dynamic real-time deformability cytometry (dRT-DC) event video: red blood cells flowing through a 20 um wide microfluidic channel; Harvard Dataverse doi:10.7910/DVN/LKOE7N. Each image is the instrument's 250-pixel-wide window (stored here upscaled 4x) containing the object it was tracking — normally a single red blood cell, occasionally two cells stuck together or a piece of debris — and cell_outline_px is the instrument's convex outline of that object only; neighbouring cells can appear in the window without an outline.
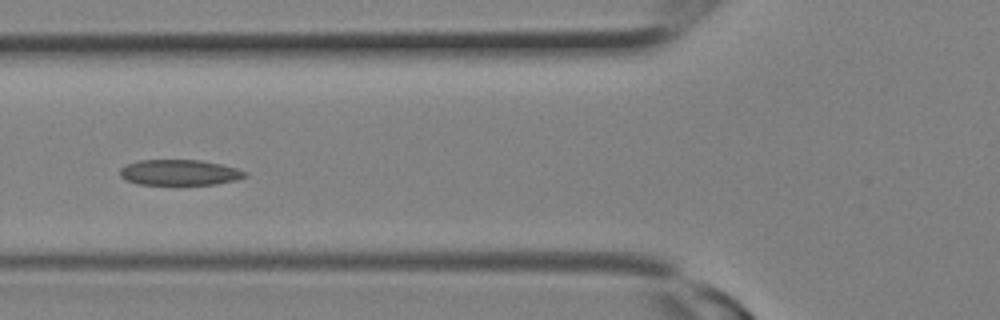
{"species": "Egyptian fruit bat (a non-hibernating species)", "species_latin": "Rousettus aegyptiacus", "temperature_condition": "room temperature", "stored_images_in_passage": 10, "camera_frame_rate_fps": 3000, "um_per_image_px": 0.085, "animal": {"sex": "female"}, "frame": {"image": 1, "passage_image": 9, "time_ms": 2.667, "image_size_px": [1000, 320], "cell_outline_px": [[248, 176], [236, 180], [216, 184], [136, 184], [124, 180], [120, 176], [120, 168], [128, 164], [140, 160], [200, 160], [220, 164], [236, 168], [248, 172]], "centroid_in_image_um": [15.26, 14.66], "position_along_channel_um": 110.5, "area_um2": 18.67}}